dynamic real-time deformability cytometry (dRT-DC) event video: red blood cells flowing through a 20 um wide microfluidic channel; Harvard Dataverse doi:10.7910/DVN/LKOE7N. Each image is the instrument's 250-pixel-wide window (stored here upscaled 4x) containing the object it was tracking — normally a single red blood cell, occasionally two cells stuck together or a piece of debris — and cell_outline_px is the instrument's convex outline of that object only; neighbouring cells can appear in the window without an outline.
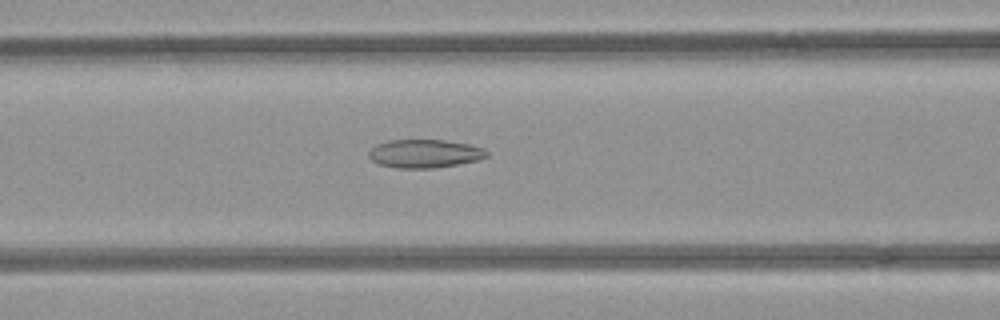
{"species": "common noctule bat (a hibernating species)", "species_latin": "Nyctalus noctula", "temperature_condition": "room temperature", "stored_images_in_passage": 20, "camera_frame_rate_fps": 3000, "um_per_image_px": 0.085, "animal": {"sex": "female", "body_mass_g": 21.9}, "frame": {"image": 1, "passage_image": 6, "time_ms": 1.667, "image_size_px": [1000, 320], "cell_outline_px": [[488, 156], [480, 160], [432, 168], [396, 168], [380, 164], [372, 160], [368, 156], [368, 152], [376, 144], [388, 140], [444, 140], [468, 144], [484, 148], [488, 152]], "centroid_in_image_um": [36.1, 13.05], "position_along_channel_um": 130.5, "area_um2": 19.48}}
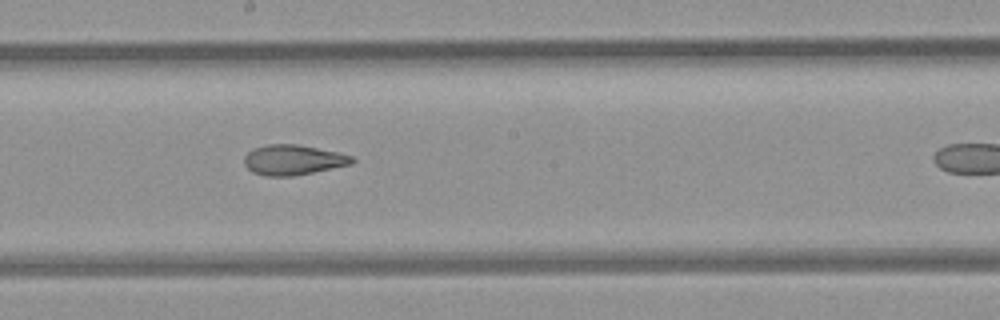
{"frame": {"image": 2, "passage_image": 13, "time_ms": 4.0, "image_size_px": [1000, 320], "cell_outline_px": [[356, 160], [352, 164], [292, 176], [264, 176], [252, 172], [244, 164], [244, 156], [252, 148], [268, 144], [296, 144], [340, 152], [352, 156]], "centroid_in_image_um": [24.9, 13.58], "position_along_channel_um": 223.3, "area_um2": 19.02}}
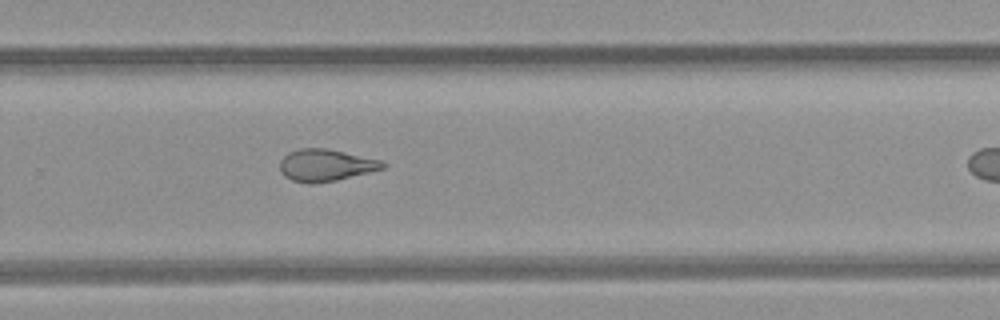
{"frame": {"image": 3, "passage_image": 19, "time_ms": 6.0, "image_size_px": [1000, 320], "cell_outline_px": [[388, 164], [384, 168], [336, 180], [312, 184], [292, 180], [284, 176], [280, 168], [280, 160], [288, 152], [300, 148], [324, 148], [384, 160]], "centroid_in_image_um": [27.7, 14.03], "position_along_channel_um": 302.1, "area_um2": 19.13}}